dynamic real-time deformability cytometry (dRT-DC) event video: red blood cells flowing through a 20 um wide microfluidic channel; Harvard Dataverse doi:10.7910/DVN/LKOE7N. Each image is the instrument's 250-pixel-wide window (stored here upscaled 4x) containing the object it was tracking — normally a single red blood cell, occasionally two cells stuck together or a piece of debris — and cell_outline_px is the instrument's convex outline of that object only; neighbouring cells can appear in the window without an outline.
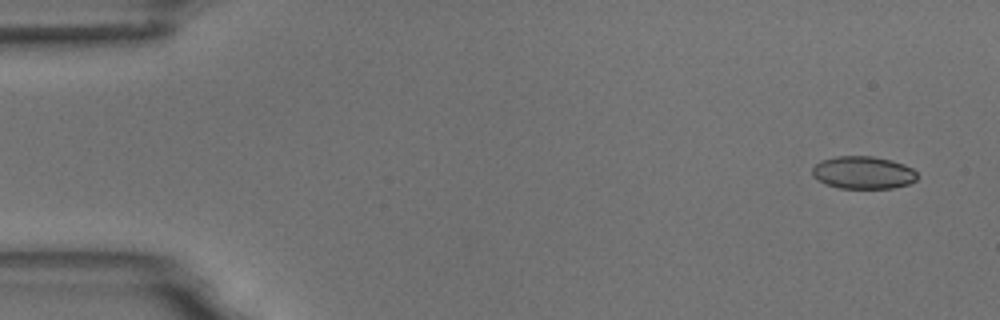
{"species": "common noctule bat (a hibernating species)", "species_latin": "Nyctalus noctula", "temperature_condition": "room temperature", "stored_images_in_passage": 4, "camera_frame_rate_fps": 3000, "um_per_image_px": 0.085, "animal": {"sex": "male", "body_mass_g": 18.8}, "frame": {"image": 1, "passage_image": 1, "time_ms": 0.0, "image_size_px": [1000, 320], "cell_outline_px": [[916, 180], [908, 184], [892, 188], [840, 188], [824, 184], [812, 176], [812, 168], [820, 160], [836, 156], [872, 156], [892, 160], [904, 164], [912, 168], [916, 172]], "centroid_in_image_um": [73.34, 14.66], "position_along_channel_um": 11.7, "area_um2": 20.06}}